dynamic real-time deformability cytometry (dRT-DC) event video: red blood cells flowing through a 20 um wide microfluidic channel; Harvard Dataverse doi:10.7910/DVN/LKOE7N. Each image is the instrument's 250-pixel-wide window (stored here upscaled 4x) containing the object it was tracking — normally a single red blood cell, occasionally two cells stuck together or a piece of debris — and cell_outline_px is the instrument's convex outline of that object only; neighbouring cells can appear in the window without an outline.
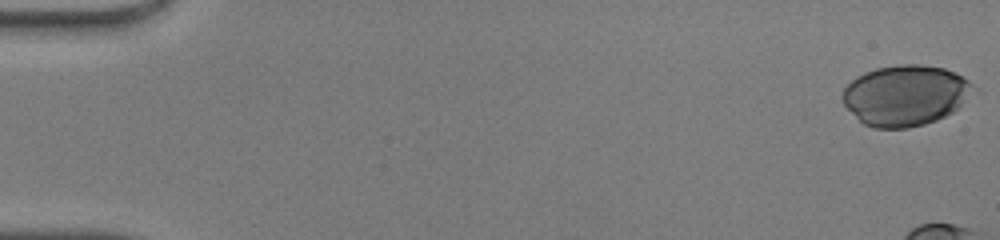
{"species": "human", "species_latin": "Homo sapiens", "temperature_condition": "warm", "stored_images_in_passage": 13, "camera_frame_rate_fps": 3000, "um_per_image_px": 0.085, "donor": {"sex": "male"}, "frame": {"image": 1, "passage_image": 1, "time_ms": 0.0, "image_size_px": [1000, 240], "cell_outline_px": [[980, 92], [952, 112], [936, 120], [924, 124], [908, 128], [872, 128], [864, 124], [844, 104], [840, 96], [844, 88], [856, 76], [864, 72], [876, 68], [896, 64], [920, 64], [944, 68], [968, 80]], "centroid_in_image_um": [76.99, 8.1], "position_along_channel_um": 8.0, "area_um2": 46.64}}